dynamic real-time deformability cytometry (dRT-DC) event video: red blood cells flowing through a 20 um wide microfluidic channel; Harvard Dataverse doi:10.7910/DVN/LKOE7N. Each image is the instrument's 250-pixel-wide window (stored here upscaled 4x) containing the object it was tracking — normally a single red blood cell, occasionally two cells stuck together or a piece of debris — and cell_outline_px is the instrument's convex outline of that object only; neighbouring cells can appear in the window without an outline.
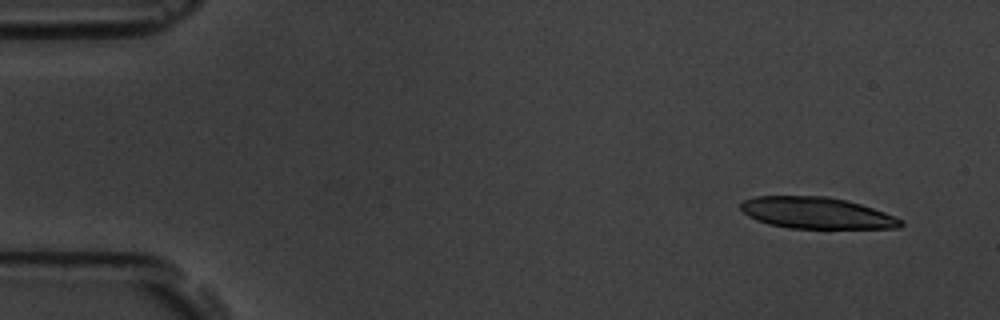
{"species": "common noctule bat (a hibernating species)", "species_latin": "Nyctalus noctula", "temperature_condition": "room temperature", "stored_images_in_passage": 7, "camera_frame_rate_fps": 3000, "um_per_image_px": 0.085, "animal": {"sex": "male", "body_mass_g": 19.5, "forearm_length_mm": 54.6}, "frame": {"image": 1, "passage_image": 1, "time_ms": 0.0, "image_size_px": [1000, 320], "cell_outline_px": [[904, 224], [900, 228], [788, 228], [768, 224], [756, 220], [748, 216], [740, 208], [740, 204], [744, 200], [756, 196], [828, 196], [860, 204], [884, 212], [904, 220]], "centroid_in_image_um": [69.4, 18.1], "position_along_channel_um": 15.6, "area_um2": 29.3}}
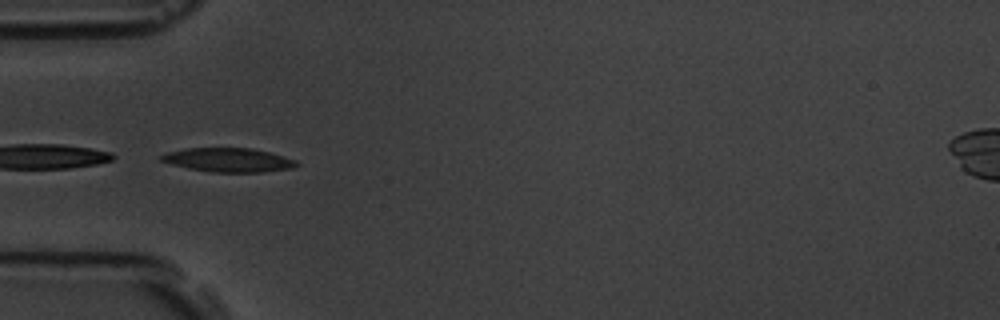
{"frame": {"image": 2, "passage_image": 5, "time_ms": 4.667, "image_size_px": [1000, 320], "cell_outline_px": [[300, 164], [292, 168], [264, 172], [212, 172], [188, 168], [172, 164], [160, 160], [160, 156], [168, 152], [188, 148], [252, 148], [284, 156], [296, 160]], "centroid_in_image_um": [19.45, 13.6], "position_along_channel_um": 65.6, "area_um2": 18.79}}
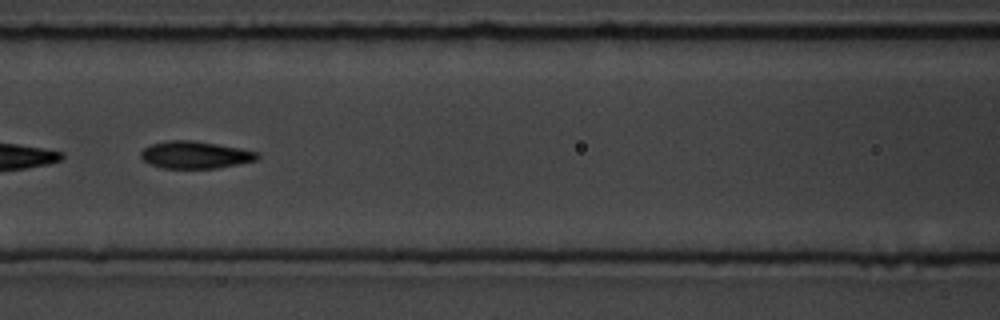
{"frame": {"image": 3, "passage_image": 7, "time_ms": 7.0, "image_size_px": [1000, 320], "cell_outline_px": [[260, 156], [256, 160], [240, 164], [216, 168], [164, 168], [148, 164], [140, 156], [140, 152], [144, 148], [152, 144], [168, 140], [192, 140], [240, 148], [260, 152]], "centroid_in_image_um": [16.6, 13.16], "position_along_channel_um": 150.0, "area_um2": 18.55}}